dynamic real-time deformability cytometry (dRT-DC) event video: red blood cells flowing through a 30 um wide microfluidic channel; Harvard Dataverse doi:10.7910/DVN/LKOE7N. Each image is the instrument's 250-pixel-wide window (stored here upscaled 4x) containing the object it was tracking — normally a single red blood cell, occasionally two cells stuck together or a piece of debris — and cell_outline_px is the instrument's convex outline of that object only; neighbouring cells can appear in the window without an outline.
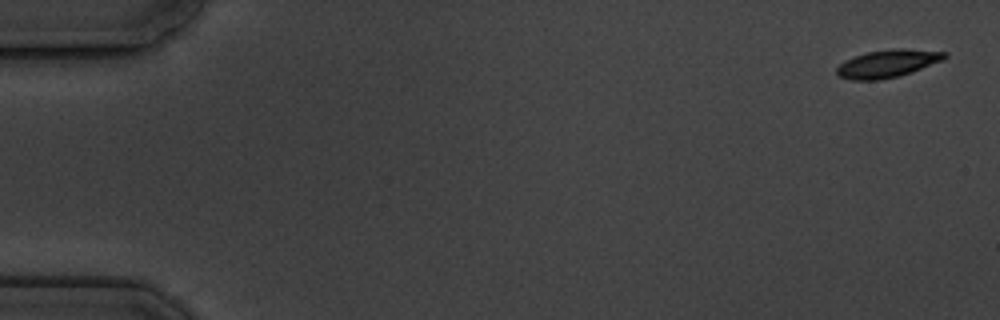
{"species": "common noctule bat (a hibernating species)", "species_latin": "Nyctalus noctula", "temperature_condition": "cold", "stored_images_in_passage": 5, "camera_frame_rate_fps": 3000, "um_per_image_px": 0.085, "animal": {"sex": "male", "body_mass_g": 19.5, "forearm_length_mm": 54.6}, "frame": {"image": 1, "passage_image": 1, "time_ms": 0.0, "image_size_px": [1000, 320], "cell_outline_px": [[948, 56], [944, 60], [900, 76], [880, 80], [852, 80], [840, 76], [836, 72], [836, 68], [844, 60], [868, 52], [892, 48], [904, 48], [948, 52]], "centroid_in_image_um": [75.48, 5.4], "position_along_channel_um": 9.5, "area_um2": 17.51}}